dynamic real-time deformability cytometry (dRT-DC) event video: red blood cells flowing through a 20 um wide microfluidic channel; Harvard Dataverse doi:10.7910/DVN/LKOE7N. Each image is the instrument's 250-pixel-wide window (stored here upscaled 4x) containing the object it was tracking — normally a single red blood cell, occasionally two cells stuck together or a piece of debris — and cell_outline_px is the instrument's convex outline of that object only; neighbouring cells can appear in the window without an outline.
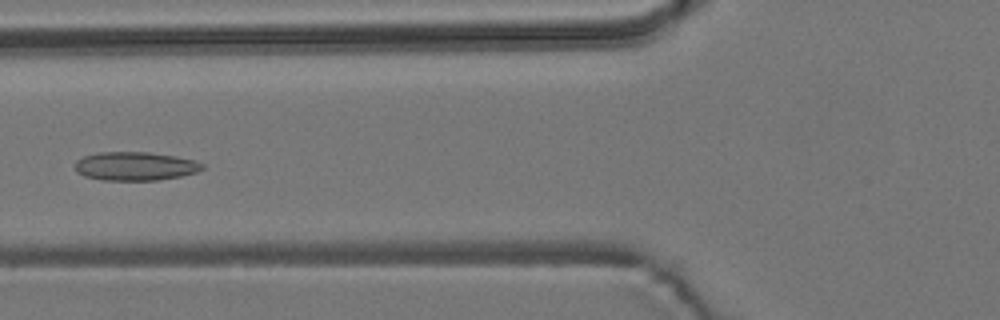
{"species": "common noctule bat (a hibernating species)", "species_latin": "Nyctalus noctula", "temperature_condition": "room temperature", "stored_images_in_passage": 6, "camera_frame_rate_fps": 3000, "um_per_image_px": 0.085, "animal": {"sex": "male", "body_mass_g": 19.2, "forearm_length_mm": 51.8}, "frame": {"image": 1, "passage_image": 6, "time_ms": 6.0, "image_size_px": [1000, 320], "cell_outline_px": [[204, 168], [196, 172], [180, 176], [160, 180], [100, 180], [84, 176], [76, 172], [76, 160], [84, 156], [100, 152], [148, 152], [176, 156], [196, 160], [204, 164]], "centroid_in_image_um": [11.5, 14.12], "position_along_channel_um": 114.3, "area_um2": 21.33}}